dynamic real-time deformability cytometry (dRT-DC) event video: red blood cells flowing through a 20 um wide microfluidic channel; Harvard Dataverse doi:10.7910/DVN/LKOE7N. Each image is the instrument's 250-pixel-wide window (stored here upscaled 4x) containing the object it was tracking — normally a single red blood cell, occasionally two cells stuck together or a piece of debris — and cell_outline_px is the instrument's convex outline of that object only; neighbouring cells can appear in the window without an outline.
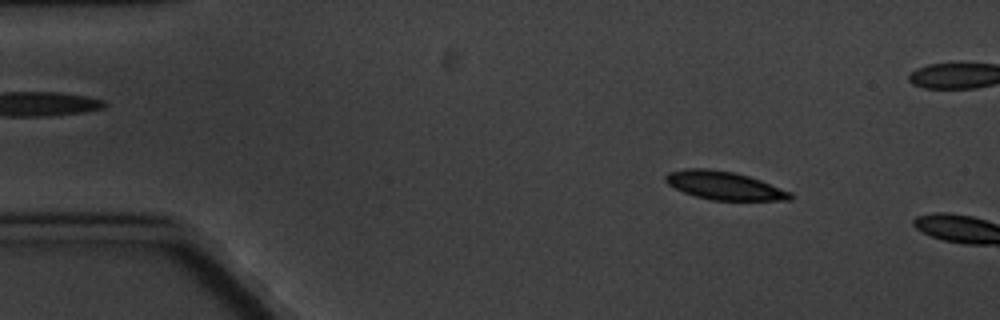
{"species": "common noctule bat (a hibernating species)", "species_latin": "Nyctalus noctula", "temperature_condition": "cold", "stored_images_in_passage": 2, "camera_frame_rate_fps": 3000, "um_per_image_px": 0.085, "animal": {"sex": "male", "body_mass_g": 20.1, "forearm_length_mm": 53.5}, "frame": {"image": 1, "passage_image": 1, "time_ms": 0.0, "image_size_px": [1000, 320], "cell_outline_px": [[792, 200], [712, 200], [696, 196], [684, 192], [668, 184], [664, 180], [664, 176], [668, 172], [688, 168], [708, 168], [736, 172], [760, 180], [792, 192]], "centroid_in_image_um": [61.55, 15.76], "position_along_channel_um": 23.4, "area_um2": 20.52}}